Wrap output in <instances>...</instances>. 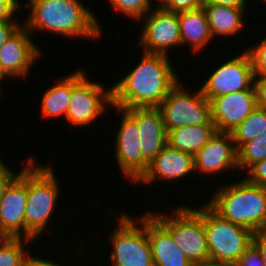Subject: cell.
I'll return each instance as SVG.
<instances>
[{"mask_svg":"<svg viewBox=\"0 0 266 266\" xmlns=\"http://www.w3.org/2000/svg\"><path fill=\"white\" fill-rule=\"evenodd\" d=\"M138 21L142 22L143 28L136 44L142 48V52L169 56V52L172 51L170 49L181 46L177 13L156 5Z\"/></svg>","mask_w":266,"mask_h":266,"instance_id":"cell-11","label":"cell"},{"mask_svg":"<svg viewBox=\"0 0 266 266\" xmlns=\"http://www.w3.org/2000/svg\"><path fill=\"white\" fill-rule=\"evenodd\" d=\"M233 266H265L260 251L252 243Z\"/></svg>","mask_w":266,"mask_h":266,"instance_id":"cell-31","label":"cell"},{"mask_svg":"<svg viewBox=\"0 0 266 266\" xmlns=\"http://www.w3.org/2000/svg\"><path fill=\"white\" fill-rule=\"evenodd\" d=\"M194 172L193 155L171 148L168 144L161 150L155 159L148 165L136 184L151 185L160 179L169 184L174 180L184 179Z\"/></svg>","mask_w":266,"mask_h":266,"instance_id":"cell-17","label":"cell"},{"mask_svg":"<svg viewBox=\"0 0 266 266\" xmlns=\"http://www.w3.org/2000/svg\"><path fill=\"white\" fill-rule=\"evenodd\" d=\"M32 252L29 253L25 256L22 266H64V265H59L57 262L54 263L53 259L47 260L44 258H40L38 256L31 255Z\"/></svg>","mask_w":266,"mask_h":266,"instance_id":"cell-36","label":"cell"},{"mask_svg":"<svg viewBox=\"0 0 266 266\" xmlns=\"http://www.w3.org/2000/svg\"><path fill=\"white\" fill-rule=\"evenodd\" d=\"M252 243L260 251L264 265L266 266V231H259L253 234Z\"/></svg>","mask_w":266,"mask_h":266,"instance_id":"cell-37","label":"cell"},{"mask_svg":"<svg viewBox=\"0 0 266 266\" xmlns=\"http://www.w3.org/2000/svg\"><path fill=\"white\" fill-rule=\"evenodd\" d=\"M152 0H109L110 6L122 15L138 20L145 16L156 4ZM152 4V6H151Z\"/></svg>","mask_w":266,"mask_h":266,"instance_id":"cell-27","label":"cell"},{"mask_svg":"<svg viewBox=\"0 0 266 266\" xmlns=\"http://www.w3.org/2000/svg\"><path fill=\"white\" fill-rule=\"evenodd\" d=\"M123 213L118 227L110 232V260L112 266H154L150 242L146 232V213L131 217Z\"/></svg>","mask_w":266,"mask_h":266,"instance_id":"cell-7","label":"cell"},{"mask_svg":"<svg viewBox=\"0 0 266 266\" xmlns=\"http://www.w3.org/2000/svg\"><path fill=\"white\" fill-rule=\"evenodd\" d=\"M31 37H33L31 33L22 25L0 47L1 66L12 80L18 78L25 80L30 75L29 71L33 65L42 57L43 53Z\"/></svg>","mask_w":266,"mask_h":266,"instance_id":"cell-14","label":"cell"},{"mask_svg":"<svg viewBox=\"0 0 266 266\" xmlns=\"http://www.w3.org/2000/svg\"><path fill=\"white\" fill-rule=\"evenodd\" d=\"M15 171L14 168L11 169L10 166H7L0 157V201L6 189L20 175L22 170H19V172Z\"/></svg>","mask_w":266,"mask_h":266,"instance_id":"cell-32","label":"cell"},{"mask_svg":"<svg viewBox=\"0 0 266 266\" xmlns=\"http://www.w3.org/2000/svg\"><path fill=\"white\" fill-rule=\"evenodd\" d=\"M125 110L136 120L142 158L149 165L167 144L168 132L162 114L158 108Z\"/></svg>","mask_w":266,"mask_h":266,"instance_id":"cell-18","label":"cell"},{"mask_svg":"<svg viewBox=\"0 0 266 266\" xmlns=\"http://www.w3.org/2000/svg\"><path fill=\"white\" fill-rule=\"evenodd\" d=\"M250 46L247 48V52L252 60L254 77L266 76V36L260 43L254 46L250 44Z\"/></svg>","mask_w":266,"mask_h":266,"instance_id":"cell-28","label":"cell"},{"mask_svg":"<svg viewBox=\"0 0 266 266\" xmlns=\"http://www.w3.org/2000/svg\"><path fill=\"white\" fill-rule=\"evenodd\" d=\"M237 151L238 172L247 171L253 164L266 159V131L244 143Z\"/></svg>","mask_w":266,"mask_h":266,"instance_id":"cell-26","label":"cell"},{"mask_svg":"<svg viewBox=\"0 0 266 266\" xmlns=\"http://www.w3.org/2000/svg\"><path fill=\"white\" fill-rule=\"evenodd\" d=\"M165 0H157L158 4L157 6H160Z\"/></svg>","mask_w":266,"mask_h":266,"instance_id":"cell-42","label":"cell"},{"mask_svg":"<svg viewBox=\"0 0 266 266\" xmlns=\"http://www.w3.org/2000/svg\"><path fill=\"white\" fill-rule=\"evenodd\" d=\"M194 173L210 175L235 172L238 169V151L230 132H215L209 141L193 156Z\"/></svg>","mask_w":266,"mask_h":266,"instance_id":"cell-13","label":"cell"},{"mask_svg":"<svg viewBox=\"0 0 266 266\" xmlns=\"http://www.w3.org/2000/svg\"><path fill=\"white\" fill-rule=\"evenodd\" d=\"M217 132H232L257 107L255 90L228 93L209 100Z\"/></svg>","mask_w":266,"mask_h":266,"instance_id":"cell-16","label":"cell"},{"mask_svg":"<svg viewBox=\"0 0 266 266\" xmlns=\"http://www.w3.org/2000/svg\"><path fill=\"white\" fill-rule=\"evenodd\" d=\"M72 95V73L64 75L59 79V82L54 83L50 88L42 94V99L40 103V113L42 118L45 120L51 118H60L58 116H63L66 120V113L71 101Z\"/></svg>","mask_w":266,"mask_h":266,"instance_id":"cell-23","label":"cell"},{"mask_svg":"<svg viewBox=\"0 0 266 266\" xmlns=\"http://www.w3.org/2000/svg\"><path fill=\"white\" fill-rule=\"evenodd\" d=\"M21 2H0V21H19L15 17L17 11H21Z\"/></svg>","mask_w":266,"mask_h":266,"instance_id":"cell-33","label":"cell"},{"mask_svg":"<svg viewBox=\"0 0 266 266\" xmlns=\"http://www.w3.org/2000/svg\"><path fill=\"white\" fill-rule=\"evenodd\" d=\"M208 18L209 29L214 38L236 36L243 31L246 24L244 18L247 8L220 6V5H203Z\"/></svg>","mask_w":266,"mask_h":266,"instance_id":"cell-21","label":"cell"},{"mask_svg":"<svg viewBox=\"0 0 266 266\" xmlns=\"http://www.w3.org/2000/svg\"><path fill=\"white\" fill-rule=\"evenodd\" d=\"M31 239L25 237H0V266H22L25 256L29 253L26 246Z\"/></svg>","mask_w":266,"mask_h":266,"instance_id":"cell-25","label":"cell"},{"mask_svg":"<svg viewBox=\"0 0 266 266\" xmlns=\"http://www.w3.org/2000/svg\"><path fill=\"white\" fill-rule=\"evenodd\" d=\"M177 15L181 46L189 44L193 53L199 54L213 39L203 6L194 10L177 12Z\"/></svg>","mask_w":266,"mask_h":266,"instance_id":"cell-20","label":"cell"},{"mask_svg":"<svg viewBox=\"0 0 266 266\" xmlns=\"http://www.w3.org/2000/svg\"><path fill=\"white\" fill-rule=\"evenodd\" d=\"M33 159L27 165V202L25 207V238L35 240L43 234L60 202V184L51 164L42 165ZM39 163V164H38Z\"/></svg>","mask_w":266,"mask_h":266,"instance_id":"cell-4","label":"cell"},{"mask_svg":"<svg viewBox=\"0 0 266 266\" xmlns=\"http://www.w3.org/2000/svg\"><path fill=\"white\" fill-rule=\"evenodd\" d=\"M245 174L249 183L266 188V159L253 164Z\"/></svg>","mask_w":266,"mask_h":266,"instance_id":"cell-29","label":"cell"},{"mask_svg":"<svg viewBox=\"0 0 266 266\" xmlns=\"http://www.w3.org/2000/svg\"><path fill=\"white\" fill-rule=\"evenodd\" d=\"M83 72L78 69L72 73V95L66 121L74 128L92 126L97 118L106 114V106H112L111 87L106 89L104 84L90 81Z\"/></svg>","mask_w":266,"mask_h":266,"instance_id":"cell-8","label":"cell"},{"mask_svg":"<svg viewBox=\"0 0 266 266\" xmlns=\"http://www.w3.org/2000/svg\"><path fill=\"white\" fill-rule=\"evenodd\" d=\"M21 0H0V2H20Z\"/></svg>","mask_w":266,"mask_h":266,"instance_id":"cell-41","label":"cell"},{"mask_svg":"<svg viewBox=\"0 0 266 266\" xmlns=\"http://www.w3.org/2000/svg\"><path fill=\"white\" fill-rule=\"evenodd\" d=\"M209 262L233 266L252 244L253 232L217 214L207 203L203 205Z\"/></svg>","mask_w":266,"mask_h":266,"instance_id":"cell-6","label":"cell"},{"mask_svg":"<svg viewBox=\"0 0 266 266\" xmlns=\"http://www.w3.org/2000/svg\"><path fill=\"white\" fill-rule=\"evenodd\" d=\"M257 106L266 109V76L254 77Z\"/></svg>","mask_w":266,"mask_h":266,"instance_id":"cell-35","label":"cell"},{"mask_svg":"<svg viewBox=\"0 0 266 266\" xmlns=\"http://www.w3.org/2000/svg\"><path fill=\"white\" fill-rule=\"evenodd\" d=\"M216 191L206 203L222 218L253 233L265 229L266 188L251 184L243 177L222 184Z\"/></svg>","mask_w":266,"mask_h":266,"instance_id":"cell-3","label":"cell"},{"mask_svg":"<svg viewBox=\"0 0 266 266\" xmlns=\"http://www.w3.org/2000/svg\"><path fill=\"white\" fill-rule=\"evenodd\" d=\"M173 211V214H172ZM166 214L148 211L171 235L173 241L194 265L209 262L206 232L203 225V205L176 206Z\"/></svg>","mask_w":266,"mask_h":266,"instance_id":"cell-5","label":"cell"},{"mask_svg":"<svg viewBox=\"0 0 266 266\" xmlns=\"http://www.w3.org/2000/svg\"><path fill=\"white\" fill-rule=\"evenodd\" d=\"M113 108L122 116L113 144L116 163L121 175L126 177L128 182L135 183L148 167L140 150L138 126L136 120L125 109Z\"/></svg>","mask_w":266,"mask_h":266,"instance_id":"cell-12","label":"cell"},{"mask_svg":"<svg viewBox=\"0 0 266 266\" xmlns=\"http://www.w3.org/2000/svg\"><path fill=\"white\" fill-rule=\"evenodd\" d=\"M266 131V109L257 106L232 132L237 150Z\"/></svg>","mask_w":266,"mask_h":266,"instance_id":"cell-24","label":"cell"},{"mask_svg":"<svg viewBox=\"0 0 266 266\" xmlns=\"http://www.w3.org/2000/svg\"><path fill=\"white\" fill-rule=\"evenodd\" d=\"M180 81L157 107L163 117L167 132L183 126L214 124L211 120L210 103L200 88L191 93Z\"/></svg>","mask_w":266,"mask_h":266,"instance_id":"cell-9","label":"cell"},{"mask_svg":"<svg viewBox=\"0 0 266 266\" xmlns=\"http://www.w3.org/2000/svg\"><path fill=\"white\" fill-rule=\"evenodd\" d=\"M200 89L208 101L228 93L255 90L254 70L247 50L213 69Z\"/></svg>","mask_w":266,"mask_h":266,"instance_id":"cell-10","label":"cell"},{"mask_svg":"<svg viewBox=\"0 0 266 266\" xmlns=\"http://www.w3.org/2000/svg\"><path fill=\"white\" fill-rule=\"evenodd\" d=\"M215 132V124L178 127L168 131L167 144L194 156Z\"/></svg>","mask_w":266,"mask_h":266,"instance_id":"cell-22","label":"cell"},{"mask_svg":"<svg viewBox=\"0 0 266 266\" xmlns=\"http://www.w3.org/2000/svg\"><path fill=\"white\" fill-rule=\"evenodd\" d=\"M23 25L33 35L47 32L72 39L99 40L103 34L100 21L81 0H29ZM36 31V32H35Z\"/></svg>","mask_w":266,"mask_h":266,"instance_id":"cell-2","label":"cell"},{"mask_svg":"<svg viewBox=\"0 0 266 266\" xmlns=\"http://www.w3.org/2000/svg\"><path fill=\"white\" fill-rule=\"evenodd\" d=\"M6 189L0 201V237H25V207L27 202V165Z\"/></svg>","mask_w":266,"mask_h":266,"instance_id":"cell-15","label":"cell"},{"mask_svg":"<svg viewBox=\"0 0 266 266\" xmlns=\"http://www.w3.org/2000/svg\"><path fill=\"white\" fill-rule=\"evenodd\" d=\"M23 25L20 21H0V47Z\"/></svg>","mask_w":266,"mask_h":266,"instance_id":"cell-34","label":"cell"},{"mask_svg":"<svg viewBox=\"0 0 266 266\" xmlns=\"http://www.w3.org/2000/svg\"><path fill=\"white\" fill-rule=\"evenodd\" d=\"M203 6V0H165L160 7L175 13L198 9Z\"/></svg>","mask_w":266,"mask_h":266,"instance_id":"cell-30","label":"cell"},{"mask_svg":"<svg viewBox=\"0 0 266 266\" xmlns=\"http://www.w3.org/2000/svg\"><path fill=\"white\" fill-rule=\"evenodd\" d=\"M146 232L154 266H194L173 241L170 233L148 211Z\"/></svg>","mask_w":266,"mask_h":266,"instance_id":"cell-19","label":"cell"},{"mask_svg":"<svg viewBox=\"0 0 266 266\" xmlns=\"http://www.w3.org/2000/svg\"><path fill=\"white\" fill-rule=\"evenodd\" d=\"M194 266H231V265L208 262V263L195 264Z\"/></svg>","mask_w":266,"mask_h":266,"instance_id":"cell-40","label":"cell"},{"mask_svg":"<svg viewBox=\"0 0 266 266\" xmlns=\"http://www.w3.org/2000/svg\"><path fill=\"white\" fill-rule=\"evenodd\" d=\"M7 78H10V77L5 73V71L3 70L2 66H1V63H0V87L2 85V82H4L5 79H7ZM2 88L3 87L0 88V97H2L1 96Z\"/></svg>","mask_w":266,"mask_h":266,"instance_id":"cell-39","label":"cell"},{"mask_svg":"<svg viewBox=\"0 0 266 266\" xmlns=\"http://www.w3.org/2000/svg\"><path fill=\"white\" fill-rule=\"evenodd\" d=\"M248 0H203V5H220L238 8H247Z\"/></svg>","mask_w":266,"mask_h":266,"instance_id":"cell-38","label":"cell"},{"mask_svg":"<svg viewBox=\"0 0 266 266\" xmlns=\"http://www.w3.org/2000/svg\"><path fill=\"white\" fill-rule=\"evenodd\" d=\"M142 54L140 62L111 85V107L157 108L180 82L168 55Z\"/></svg>","mask_w":266,"mask_h":266,"instance_id":"cell-1","label":"cell"}]
</instances>
